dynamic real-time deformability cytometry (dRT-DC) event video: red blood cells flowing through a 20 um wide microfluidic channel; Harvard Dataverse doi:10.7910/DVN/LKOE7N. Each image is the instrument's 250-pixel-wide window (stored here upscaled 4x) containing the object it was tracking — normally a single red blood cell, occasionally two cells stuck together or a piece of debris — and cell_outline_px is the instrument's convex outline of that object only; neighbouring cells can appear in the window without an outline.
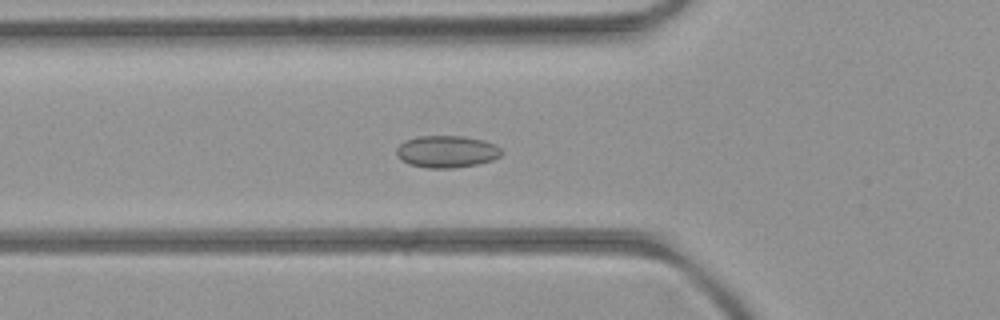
{"species": "common noctule bat (a hibernating species)", "species_latin": "Nyctalus noctula", "temperature_condition": "room temperature", "stored_images_in_passage": 52, "camera_frame_rate_fps": 3000, "um_per_image_px": 0.085, "animal": {"sex": "female", "body_mass_g": 21.9}, "frame": {"image": 1, "passage_image": 18, "time_ms": 5.667, "image_size_px": [1000, 320], "cell_outline_px": [[504, 152], [500, 156], [492, 160], [476, 164], [452, 168], [428, 168], [408, 164], [400, 160], [396, 156], [396, 148], [404, 140], [420, 136], [464, 136], [484, 140], [496, 144]], "centroid_in_image_um": [37.96, 12.88], "position_along_channel_um": 87.8, "area_um2": 19.83}}
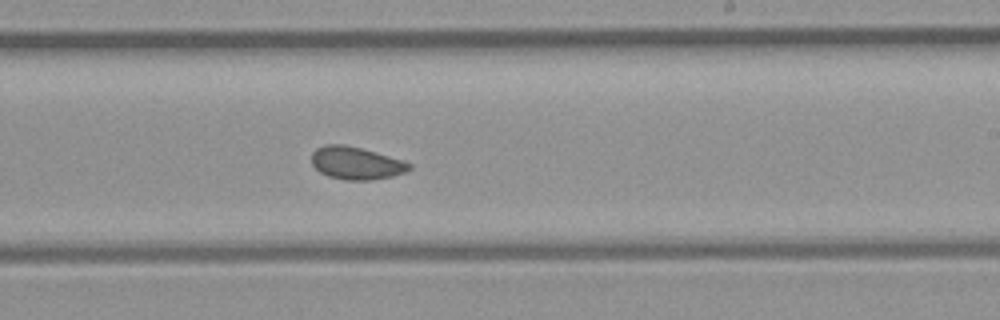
{"frame": {"image": 2, "passage_image": 31, "time_ms": 10.0, "image_size_px": [1000, 320], "cell_outline_px": [[412, 168], [404, 172], [392, 176], [372, 180], [344, 180], [328, 176], [320, 172], [312, 164], [312, 152], [316, 148], [324, 144], [344, 144], [376, 152], [404, 160], [412, 164]], "centroid_in_image_um": [30.27, 13.86], "position_along_channel_um": 258.7, "area_um2": 18.67}}
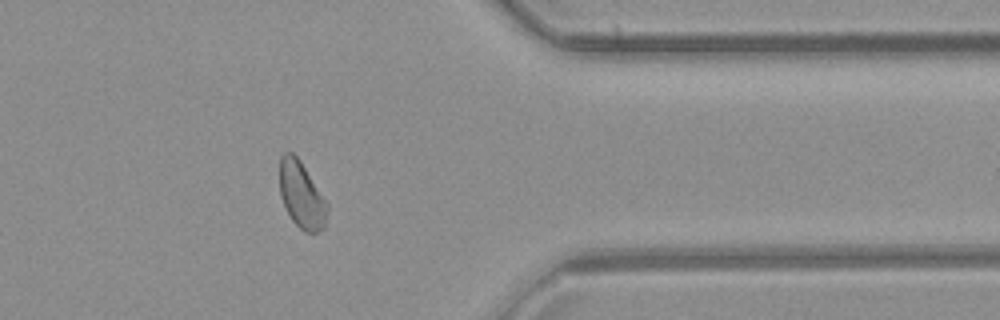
{"frame": {"image": 3, "passage_image": 42, "time_ms": 13.667, "image_size_px": [1000, 320], "cell_outline_px": [[328, 208], [324, 228], [316, 232], [304, 232], [292, 220], [280, 196], [280, 156], [284, 152], [292, 152], [300, 160], [328, 204]], "centroid_in_image_um": [25.63, 16.57], "position_along_channel_um": 385.8, "area_um2": 18.26}, "authors_computed_cell_mechanics": {"area_um2": 18.8717, "velocity_mm_per_s": 3.9336, "shape_relaxation_time_tau1_ms": null, "shape_relaxation_time_tau2_ms": 1.8552, "deformation_change_tau1": null, "deformation_change_tau2": 0.0614}}